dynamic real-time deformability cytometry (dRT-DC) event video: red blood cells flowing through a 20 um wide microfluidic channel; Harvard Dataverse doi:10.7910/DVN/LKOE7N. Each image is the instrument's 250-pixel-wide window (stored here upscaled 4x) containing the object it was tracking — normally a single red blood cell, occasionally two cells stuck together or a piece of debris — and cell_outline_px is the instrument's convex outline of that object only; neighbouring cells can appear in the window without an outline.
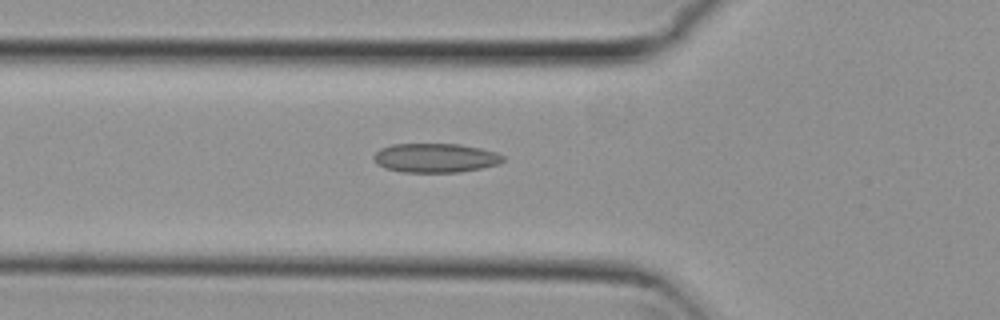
{"species": "common noctule bat (a hibernating species)", "species_latin": "Nyctalus noctula", "temperature_condition": "cold", "stored_images_in_passage": 38, "camera_frame_rate_fps": 3000, "um_per_image_px": 0.085, "animal": {"sex": "female", "body_mass_g": 29.2, "forearm_length_mm": 56.3}, "frame": {"image": 1, "passage_image": 3, "time_ms": 0.667, "image_size_px": [1000, 320], "cell_outline_px": [[504, 160], [500, 164], [460, 172], [400, 172], [384, 168], [376, 164], [372, 156], [380, 148], [392, 144], [460, 144], [480, 148], [496, 152], [504, 156]], "centroid_in_image_um": [36.98, 13.42], "position_along_channel_um": 88.8, "area_um2": 22.14}}
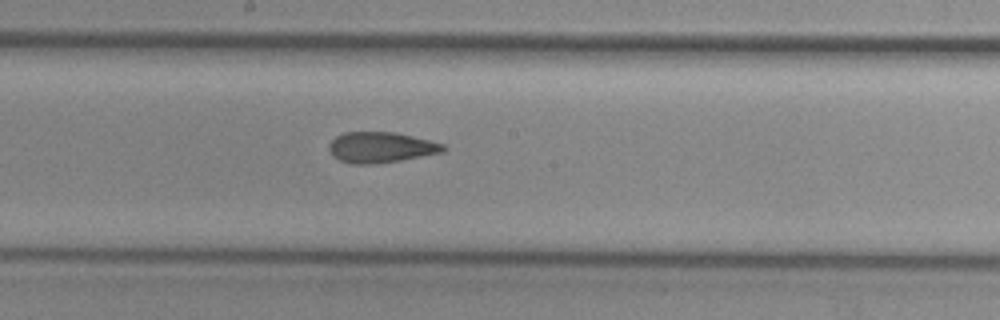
{"frame": {"image": 2, "passage_image": 13, "time_ms": 4.0, "image_size_px": [1000, 320], "cell_outline_px": [[448, 148], [444, 152], [400, 160], [376, 164], [352, 164], [340, 160], [332, 156], [328, 148], [328, 144], [336, 136], [344, 132], [392, 132], [412, 136], [444, 144]], "centroid_in_image_um": [32.36, 12.53], "position_along_channel_um": 215.8, "area_um2": 20.46}}
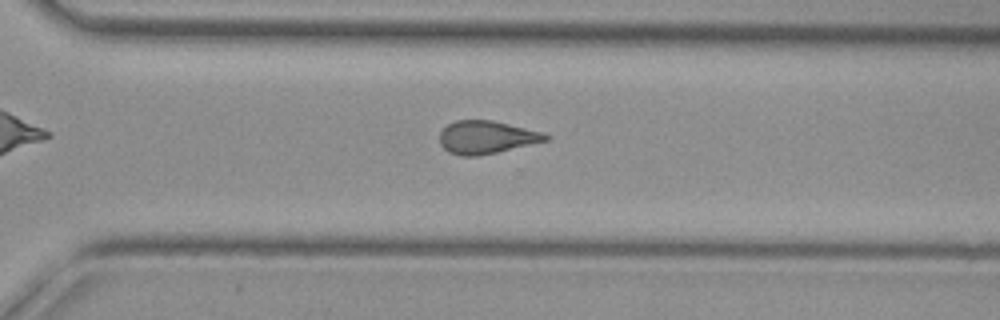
{"frame": {"image": 3, "passage_image": 22, "time_ms": 7.0, "image_size_px": [1000, 320], "cell_outline_px": [[548, 140], [496, 152], [476, 156], [460, 156], [448, 152], [440, 144], [440, 132], [448, 124], [456, 120], [492, 120], [544, 132], [548, 136]], "centroid_in_image_um": [41.32, 11.66], "position_along_channel_um": 329.3, "area_um2": 20.17}, "authors_computed_cell_mechanics": {"area_um2": 20.6924, "velocity_mm_per_s": 3.7966, "shape_relaxation_time_tau1_ms": null, "shape_relaxation_time_tau2_ms": 2.4948, "deformation_change_tau1": null, "deformation_change_tau2": 0.0986}}